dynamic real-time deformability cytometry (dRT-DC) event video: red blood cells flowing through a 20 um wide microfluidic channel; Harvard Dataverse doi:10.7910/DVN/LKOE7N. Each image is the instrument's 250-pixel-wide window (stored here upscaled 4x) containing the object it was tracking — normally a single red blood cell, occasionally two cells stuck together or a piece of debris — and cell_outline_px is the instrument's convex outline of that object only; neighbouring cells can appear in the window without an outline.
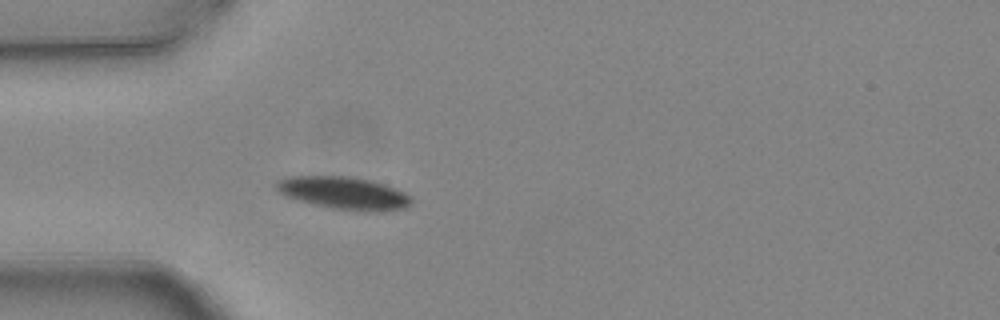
{"species": "common noctule bat (a hibernating species)", "species_latin": "Nyctalus noctula", "temperature_condition": "warm", "stored_images_in_passage": 1, "camera_frame_rate_fps": 3000, "um_per_image_px": 0.085, "animal": {"sex": "female", "body_mass_g": 24.6, "forearm_length_mm": 56.2}, "frame": {"image": 1, "passage_image": 1, "time_ms": 0.0, "image_size_px": [1000, 320], "cell_outline_px": [[412, 204], [404, 208], [332, 208], [300, 200], [288, 196], [280, 192], [276, 188], [276, 184], [280, 180], [288, 176], [352, 176], [384, 184], [396, 188], [412, 196]], "centroid_in_image_um": [29.2, 16.34], "position_along_channel_um": 55.8, "area_um2": 24.28}}